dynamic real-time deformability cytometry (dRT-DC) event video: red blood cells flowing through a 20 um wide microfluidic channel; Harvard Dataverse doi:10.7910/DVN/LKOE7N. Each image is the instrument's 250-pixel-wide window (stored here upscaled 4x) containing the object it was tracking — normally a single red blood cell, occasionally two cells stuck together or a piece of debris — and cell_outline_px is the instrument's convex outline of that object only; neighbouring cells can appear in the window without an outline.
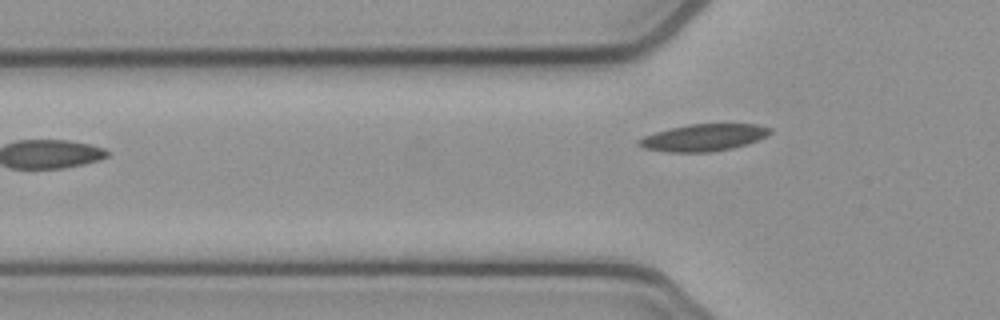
{"species": "common noctule bat (a hibernating species)", "species_latin": "Nyctalus noctula", "temperature_condition": "cold", "stored_images_in_passage": 6, "camera_frame_rate_fps": 3000, "um_per_image_px": 0.085, "animal": {"sex": "female", "body_mass_g": 21.9}, "frame": {"image": 1, "passage_image": 6, "time_ms": 1.667, "image_size_px": [1000, 320], "cell_outline_px": [[772, 132], [768, 136], [748, 144], [732, 148], [708, 152], [668, 152], [644, 148], [636, 144], [636, 140], [644, 136], [656, 132], [688, 124], [756, 124], [772, 128]], "centroid_in_image_um": [59.83, 11.69], "position_along_channel_um": 66.0, "area_um2": 20.69}}